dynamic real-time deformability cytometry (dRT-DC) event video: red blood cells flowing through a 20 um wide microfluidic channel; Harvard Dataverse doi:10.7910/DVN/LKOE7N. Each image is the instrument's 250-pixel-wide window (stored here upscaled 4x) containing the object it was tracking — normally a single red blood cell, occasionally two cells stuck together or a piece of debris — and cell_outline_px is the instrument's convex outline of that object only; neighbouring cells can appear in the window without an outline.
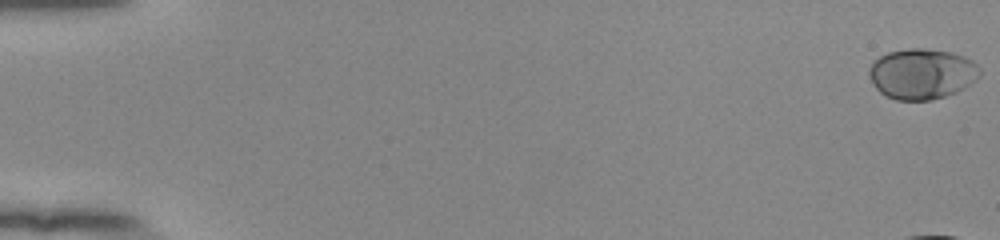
{"species": "human", "species_latin": "Homo sapiens", "temperature_condition": "room temperature", "stored_images_in_passage": 14, "camera_frame_rate_fps": 3000, "um_per_image_px": 0.085, "donor": {"sex": "female"}, "frame": {"image": 1, "passage_image": 1, "time_ms": 0.0, "image_size_px": [1000, 240], "cell_outline_px": [[980, 76], [976, 80], [964, 88], [956, 92], [932, 100], [896, 100], [880, 92], [876, 88], [868, 72], [868, 68], [880, 56], [888, 52], [912, 48], [924, 48], [952, 52], [964, 56], [972, 60], [980, 68]], "centroid_in_image_um": [78.39, 6.27], "position_along_channel_um": 6.6, "area_um2": 32.54}}